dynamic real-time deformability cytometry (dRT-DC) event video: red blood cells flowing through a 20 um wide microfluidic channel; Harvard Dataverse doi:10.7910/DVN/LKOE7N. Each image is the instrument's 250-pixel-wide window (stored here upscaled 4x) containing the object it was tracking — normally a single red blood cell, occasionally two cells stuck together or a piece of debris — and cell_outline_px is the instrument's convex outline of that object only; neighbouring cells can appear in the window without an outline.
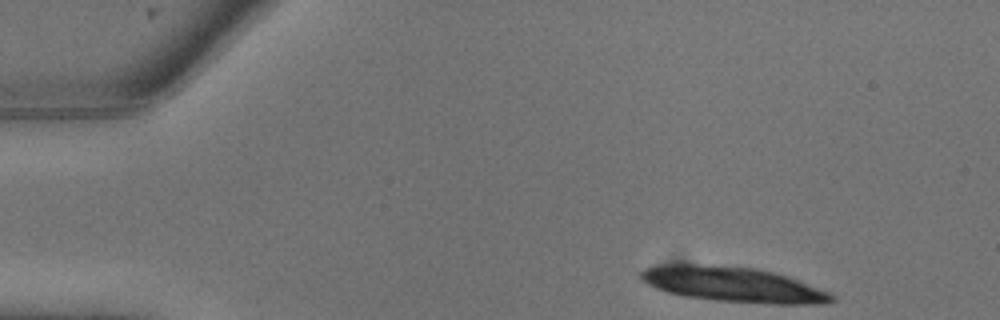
{"species": "common noctule bat (a hibernating species)", "species_latin": "Nyctalus noctula", "temperature_condition": "warm", "stored_images_in_passage": 7, "camera_frame_rate_fps": 3000, "um_per_image_px": 0.085, "animal": {"sex": "male", "body_mass_g": 13.3}, "frame": {"image": 1, "passage_image": 1, "time_ms": 0.0, "image_size_px": [1000, 320], "cell_outline_px": [[836, 300], [828, 304], [772, 304], [716, 300], [680, 296], [656, 288], [640, 280], [640, 272], [644, 268], [660, 264], [692, 264], [760, 268], [788, 276], [828, 292], [836, 296]], "centroid_in_image_um": [62.31, 24.18], "position_along_channel_um": 22.7, "area_um2": 39.25}}
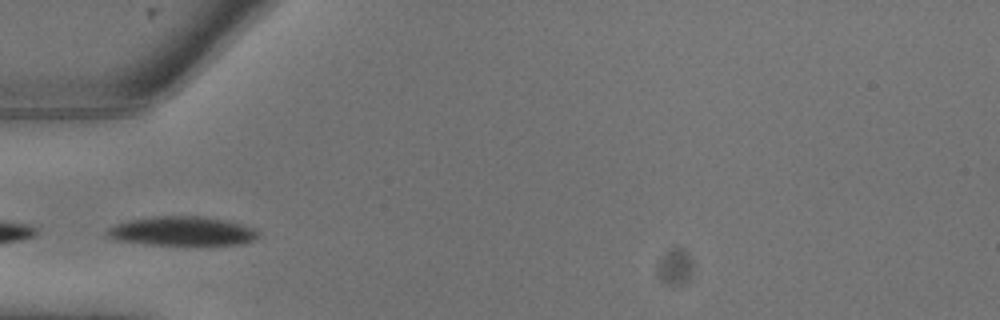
{"frame": {"image": 2, "passage_image": 6, "time_ms": 1.667, "image_size_px": [1000, 320], "cell_outline_px": [[260, 236], [256, 240], [240, 244], [144, 244], [116, 240], [108, 236], [104, 232], [108, 228], [116, 224], [128, 220], [152, 216], [204, 216], [228, 220], [256, 228], [260, 232]], "centroid_in_image_um": [15.52, 19.63], "position_along_channel_um": 69.5, "area_um2": 25.89}}